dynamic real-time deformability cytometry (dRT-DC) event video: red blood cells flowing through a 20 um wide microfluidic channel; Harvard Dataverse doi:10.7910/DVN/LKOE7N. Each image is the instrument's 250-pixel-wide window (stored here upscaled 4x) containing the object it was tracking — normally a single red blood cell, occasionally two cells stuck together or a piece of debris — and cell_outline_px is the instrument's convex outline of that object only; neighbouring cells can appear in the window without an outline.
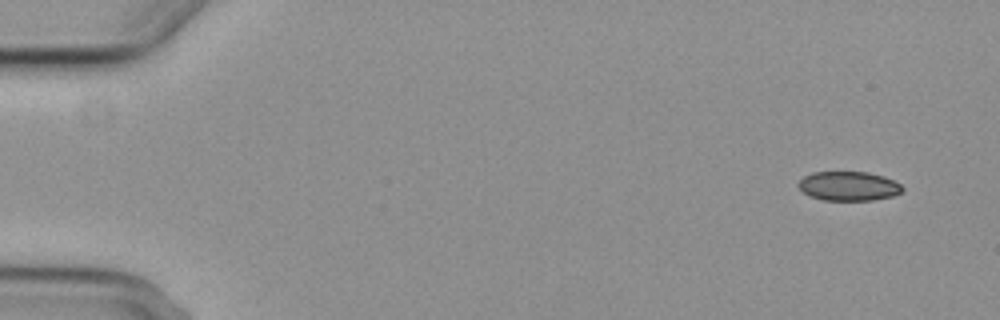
{"species": "common noctule bat (a hibernating species)", "species_latin": "Nyctalus noctula", "temperature_condition": "cold", "stored_images_in_passage": 7, "camera_frame_rate_fps": 3000, "um_per_image_px": 0.085, "animal": {"sex": "female", "body_mass_g": 29.2, "forearm_length_mm": 56.3}, "frame": {"image": 1, "passage_image": 1, "time_ms": 0.0, "image_size_px": [1000, 320], "cell_outline_px": [[904, 188], [900, 192], [892, 196], [872, 200], [824, 200], [808, 196], [796, 184], [804, 176], [812, 172], [868, 172], [884, 176], [900, 184]], "centroid_in_image_um": [72.11, 15.81], "position_along_channel_um": 12.9, "area_um2": 17.69}}
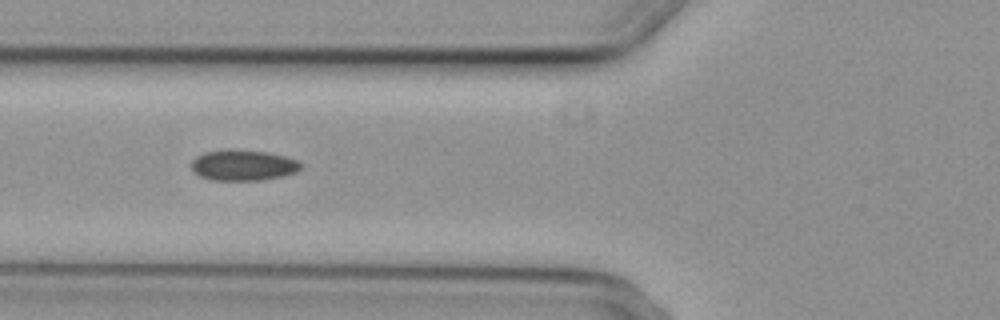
{"frame": {"image": 2, "passage_image": 6, "time_ms": 6.0, "image_size_px": [1000, 320], "cell_outline_px": [[304, 164], [296, 172], [284, 176], [264, 180], [212, 180], [200, 176], [192, 172], [192, 160], [196, 156], [204, 152], [228, 148], [232, 148], [268, 152], [284, 156], [296, 160]], "centroid_in_image_um": [20.66, 14.03], "position_along_channel_um": 105.1, "area_um2": 20.0}}
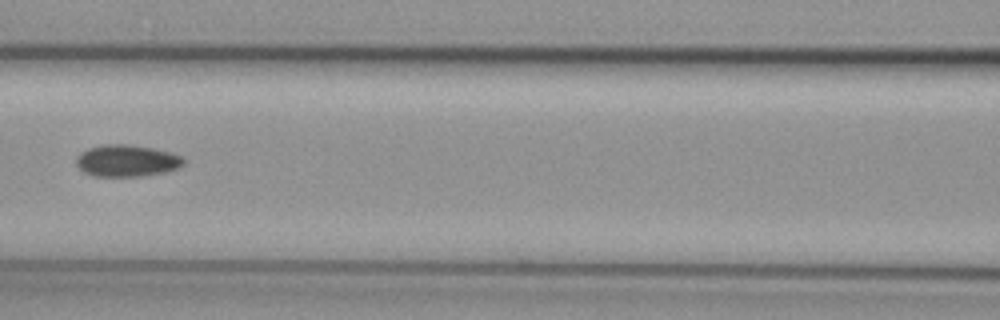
{"frame": {"image": 3, "passage_image": 7, "time_ms": 7.333, "image_size_px": [1000, 320], "cell_outline_px": [[184, 164], [180, 168], [164, 172], [140, 176], [92, 176], [84, 172], [76, 164], [76, 156], [80, 152], [88, 148], [104, 144], [128, 144], [152, 148], [172, 152], [184, 156]], "centroid_in_image_um": [10.79, 13.65], "position_along_channel_um": 155.8, "area_um2": 20.11}}